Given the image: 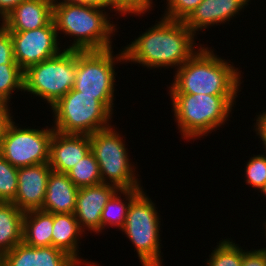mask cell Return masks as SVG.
<instances>
[{
	"label": "cell",
	"instance_id": "obj_27",
	"mask_svg": "<svg viewBox=\"0 0 266 266\" xmlns=\"http://www.w3.org/2000/svg\"><path fill=\"white\" fill-rule=\"evenodd\" d=\"M155 2L153 0H110V11L118 20L124 17L129 18L128 16L132 18L141 16L142 18L157 8Z\"/></svg>",
	"mask_w": 266,
	"mask_h": 266
},
{
	"label": "cell",
	"instance_id": "obj_18",
	"mask_svg": "<svg viewBox=\"0 0 266 266\" xmlns=\"http://www.w3.org/2000/svg\"><path fill=\"white\" fill-rule=\"evenodd\" d=\"M53 20V4L47 0H24L1 23L10 32H21L47 26Z\"/></svg>",
	"mask_w": 266,
	"mask_h": 266
},
{
	"label": "cell",
	"instance_id": "obj_10",
	"mask_svg": "<svg viewBox=\"0 0 266 266\" xmlns=\"http://www.w3.org/2000/svg\"><path fill=\"white\" fill-rule=\"evenodd\" d=\"M16 121L14 119L9 124L0 141V155L17 168L49 163L50 141L54 132L52 125L48 120V125L43 123L44 127L34 124L32 127L23 126Z\"/></svg>",
	"mask_w": 266,
	"mask_h": 266
},
{
	"label": "cell",
	"instance_id": "obj_3",
	"mask_svg": "<svg viewBox=\"0 0 266 266\" xmlns=\"http://www.w3.org/2000/svg\"><path fill=\"white\" fill-rule=\"evenodd\" d=\"M110 13L108 9L85 5L76 0L53 4V21L63 49L88 51L115 47V36L123 28L118 22H113L114 19L118 21V18Z\"/></svg>",
	"mask_w": 266,
	"mask_h": 266
},
{
	"label": "cell",
	"instance_id": "obj_37",
	"mask_svg": "<svg viewBox=\"0 0 266 266\" xmlns=\"http://www.w3.org/2000/svg\"><path fill=\"white\" fill-rule=\"evenodd\" d=\"M260 195H261V197H263V199L264 200H266V184H265V186L260 190Z\"/></svg>",
	"mask_w": 266,
	"mask_h": 266
},
{
	"label": "cell",
	"instance_id": "obj_32",
	"mask_svg": "<svg viewBox=\"0 0 266 266\" xmlns=\"http://www.w3.org/2000/svg\"><path fill=\"white\" fill-rule=\"evenodd\" d=\"M254 115L255 117L251 119L253 124H251L252 128L251 130L255 133V137L259 139V142H261L262 151L266 153V109L262 111H257ZM264 149V150H263Z\"/></svg>",
	"mask_w": 266,
	"mask_h": 266
},
{
	"label": "cell",
	"instance_id": "obj_21",
	"mask_svg": "<svg viewBox=\"0 0 266 266\" xmlns=\"http://www.w3.org/2000/svg\"><path fill=\"white\" fill-rule=\"evenodd\" d=\"M23 218L24 212L12 202H0V254L22 242Z\"/></svg>",
	"mask_w": 266,
	"mask_h": 266
},
{
	"label": "cell",
	"instance_id": "obj_22",
	"mask_svg": "<svg viewBox=\"0 0 266 266\" xmlns=\"http://www.w3.org/2000/svg\"><path fill=\"white\" fill-rule=\"evenodd\" d=\"M53 214L42 210L24 212L22 241L32 247L52 246Z\"/></svg>",
	"mask_w": 266,
	"mask_h": 266
},
{
	"label": "cell",
	"instance_id": "obj_19",
	"mask_svg": "<svg viewBox=\"0 0 266 266\" xmlns=\"http://www.w3.org/2000/svg\"><path fill=\"white\" fill-rule=\"evenodd\" d=\"M78 190L67 174L51 171L41 210L51 214L74 213Z\"/></svg>",
	"mask_w": 266,
	"mask_h": 266
},
{
	"label": "cell",
	"instance_id": "obj_16",
	"mask_svg": "<svg viewBox=\"0 0 266 266\" xmlns=\"http://www.w3.org/2000/svg\"><path fill=\"white\" fill-rule=\"evenodd\" d=\"M4 266H81L63 250L53 246L32 247L23 241L3 255Z\"/></svg>",
	"mask_w": 266,
	"mask_h": 266
},
{
	"label": "cell",
	"instance_id": "obj_6",
	"mask_svg": "<svg viewBox=\"0 0 266 266\" xmlns=\"http://www.w3.org/2000/svg\"><path fill=\"white\" fill-rule=\"evenodd\" d=\"M116 124L113 122L110 127L89 135L91 151L98 162L102 183L118 189L143 187L138 163L132 160L127 147L129 145L125 141L126 134Z\"/></svg>",
	"mask_w": 266,
	"mask_h": 266
},
{
	"label": "cell",
	"instance_id": "obj_39",
	"mask_svg": "<svg viewBox=\"0 0 266 266\" xmlns=\"http://www.w3.org/2000/svg\"><path fill=\"white\" fill-rule=\"evenodd\" d=\"M0 266H4V258L2 254H0Z\"/></svg>",
	"mask_w": 266,
	"mask_h": 266
},
{
	"label": "cell",
	"instance_id": "obj_26",
	"mask_svg": "<svg viewBox=\"0 0 266 266\" xmlns=\"http://www.w3.org/2000/svg\"><path fill=\"white\" fill-rule=\"evenodd\" d=\"M253 155V156H252ZM249 156L248 160L244 163V171L242 179L248 187L253 188L257 195L260 197L259 192L266 184V153H257Z\"/></svg>",
	"mask_w": 266,
	"mask_h": 266
},
{
	"label": "cell",
	"instance_id": "obj_14",
	"mask_svg": "<svg viewBox=\"0 0 266 266\" xmlns=\"http://www.w3.org/2000/svg\"><path fill=\"white\" fill-rule=\"evenodd\" d=\"M51 171L49 163L18 168V188L12 203L23 212L41 210Z\"/></svg>",
	"mask_w": 266,
	"mask_h": 266
},
{
	"label": "cell",
	"instance_id": "obj_30",
	"mask_svg": "<svg viewBox=\"0 0 266 266\" xmlns=\"http://www.w3.org/2000/svg\"><path fill=\"white\" fill-rule=\"evenodd\" d=\"M0 64H17L10 31L0 22Z\"/></svg>",
	"mask_w": 266,
	"mask_h": 266
},
{
	"label": "cell",
	"instance_id": "obj_25",
	"mask_svg": "<svg viewBox=\"0 0 266 266\" xmlns=\"http://www.w3.org/2000/svg\"><path fill=\"white\" fill-rule=\"evenodd\" d=\"M23 92L24 71L18 64H0V101L11 103L16 93L19 97Z\"/></svg>",
	"mask_w": 266,
	"mask_h": 266
},
{
	"label": "cell",
	"instance_id": "obj_11",
	"mask_svg": "<svg viewBox=\"0 0 266 266\" xmlns=\"http://www.w3.org/2000/svg\"><path fill=\"white\" fill-rule=\"evenodd\" d=\"M10 36L15 62L23 71L64 50L53 20L47 26L38 29L10 32Z\"/></svg>",
	"mask_w": 266,
	"mask_h": 266
},
{
	"label": "cell",
	"instance_id": "obj_9",
	"mask_svg": "<svg viewBox=\"0 0 266 266\" xmlns=\"http://www.w3.org/2000/svg\"><path fill=\"white\" fill-rule=\"evenodd\" d=\"M49 109L52 128L63 134H93L110 127L115 116L95 96L73 88Z\"/></svg>",
	"mask_w": 266,
	"mask_h": 266
},
{
	"label": "cell",
	"instance_id": "obj_33",
	"mask_svg": "<svg viewBox=\"0 0 266 266\" xmlns=\"http://www.w3.org/2000/svg\"><path fill=\"white\" fill-rule=\"evenodd\" d=\"M12 103L0 101V141L5 135L9 124L15 119Z\"/></svg>",
	"mask_w": 266,
	"mask_h": 266
},
{
	"label": "cell",
	"instance_id": "obj_15",
	"mask_svg": "<svg viewBox=\"0 0 266 266\" xmlns=\"http://www.w3.org/2000/svg\"><path fill=\"white\" fill-rule=\"evenodd\" d=\"M90 151L89 135L63 134L54 130L50 141V167L52 171L66 174Z\"/></svg>",
	"mask_w": 266,
	"mask_h": 266
},
{
	"label": "cell",
	"instance_id": "obj_12",
	"mask_svg": "<svg viewBox=\"0 0 266 266\" xmlns=\"http://www.w3.org/2000/svg\"><path fill=\"white\" fill-rule=\"evenodd\" d=\"M255 2V0H253ZM252 0H203L183 21L198 37L212 30V27L229 25L231 20L243 16L244 10L251 7ZM252 2V3H251ZM202 30V31H201ZM201 32V33H200Z\"/></svg>",
	"mask_w": 266,
	"mask_h": 266
},
{
	"label": "cell",
	"instance_id": "obj_7",
	"mask_svg": "<svg viewBox=\"0 0 266 266\" xmlns=\"http://www.w3.org/2000/svg\"><path fill=\"white\" fill-rule=\"evenodd\" d=\"M146 192L148 191L144 189L131 202L121 232L131 242V246L135 247L133 249L141 266H165L162 256L164 253L161 252L163 216L157 203Z\"/></svg>",
	"mask_w": 266,
	"mask_h": 266
},
{
	"label": "cell",
	"instance_id": "obj_24",
	"mask_svg": "<svg viewBox=\"0 0 266 266\" xmlns=\"http://www.w3.org/2000/svg\"><path fill=\"white\" fill-rule=\"evenodd\" d=\"M66 174L78 188L102 183L99 165L92 151L79 160Z\"/></svg>",
	"mask_w": 266,
	"mask_h": 266
},
{
	"label": "cell",
	"instance_id": "obj_20",
	"mask_svg": "<svg viewBox=\"0 0 266 266\" xmlns=\"http://www.w3.org/2000/svg\"><path fill=\"white\" fill-rule=\"evenodd\" d=\"M144 188L119 189L111 197L101 214L102 235H106V231L109 232L107 229L110 228H116V230L118 229L117 231H121L124 228L129 206Z\"/></svg>",
	"mask_w": 266,
	"mask_h": 266
},
{
	"label": "cell",
	"instance_id": "obj_5",
	"mask_svg": "<svg viewBox=\"0 0 266 266\" xmlns=\"http://www.w3.org/2000/svg\"><path fill=\"white\" fill-rule=\"evenodd\" d=\"M114 48L119 49L113 47L106 50H77L76 78L73 87L74 90L82 92V95L95 96L113 115L116 109L114 107H117L115 96L119 94V91L116 92V86H119V80L116 79V70L119 69L117 65H125L122 47L118 53L114 52Z\"/></svg>",
	"mask_w": 266,
	"mask_h": 266
},
{
	"label": "cell",
	"instance_id": "obj_35",
	"mask_svg": "<svg viewBox=\"0 0 266 266\" xmlns=\"http://www.w3.org/2000/svg\"><path fill=\"white\" fill-rule=\"evenodd\" d=\"M79 3L85 5H91L102 9H108L110 11V0H76Z\"/></svg>",
	"mask_w": 266,
	"mask_h": 266
},
{
	"label": "cell",
	"instance_id": "obj_8",
	"mask_svg": "<svg viewBox=\"0 0 266 266\" xmlns=\"http://www.w3.org/2000/svg\"><path fill=\"white\" fill-rule=\"evenodd\" d=\"M77 50L64 49L24 71V92L30 99L47 104L49 109L73 87L76 78ZM36 97V98H35Z\"/></svg>",
	"mask_w": 266,
	"mask_h": 266
},
{
	"label": "cell",
	"instance_id": "obj_34",
	"mask_svg": "<svg viewBox=\"0 0 266 266\" xmlns=\"http://www.w3.org/2000/svg\"><path fill=\"white\" fill-rule=\"evenodd\" d=\"M24 0H0V22Z\"/></svg>",
	"mask_w": 266,
	"mask_h": 266
},
{
	"label": "cell",
	"instance_id": "obj_4",
	"mask_svg": "<svg viewBox=\"0 0 266 266\" xmlns=\"http://www.w3.org/2000/svg\"><path fill=\"white\" fill-rule=\"evenodd\" d=\"M172 119L181 139L187 142L204 140L205 136L221 130L233 115L238 95L168 94ZM237 101V102H236ZM232 114V115H231ZM230 118V119H229ZM223 127V128H222Z\"/></svg>",
	"mask_w": 266,
	"mask_h": 266
},
{
	"label": "cell",
	"instance_id": "obj_28",
	"mask_svg": "<svg viewBox=\"0 0 266 266\" xmlns=\"http://www.w3.org/2000/svg\"><path fill=\"white\" fill-rule=\"evenodd\" d=\"M18 188V168L0 155V202H12Z\"/></svg>",
	"mask_w": 266,
	"mask_h": 266
},
{
	"label": "cell",
	"instance_id": "obj_2",
	"mask_svg": "<svg viewBox=\"0 0 266 266\" xmlns=\"http://www.w3.org/2000/svg\"><path fill=\"white\" fill-rule=\"evenodd\" d=\"M204 44L188 61L173 71L167 94L240 95L244 71ZM241 70V71H240ZM242 72V73H241ZM242 89V90H241Z\"/></svg>",
	"mask_w": 266,
	"mask_h": 266
},
{
	"label": "cell",
	"instance_id": "obj_23",
	"mask_svg": "<svg viewBox=\"0 0 266 266\" xmlns=\"http://www.w3.org/2000/svg\"><path fill=\"white\" fill-rule=\"evenodd\" d=\"M205 259V266H242L244 247L232 237L220 238ZM214 249V250H213Z\"/></svg>",
	"mask_w": 266,
	"mask_h": 266
},
{
	"label": "cell",
	"instance_id": "obj_38",
	"mask_svg": "<svg viewBox=\"0 0 266 266\" xmlns=\"http://www.w3.org/2000/svg\"><path fill=\"white\" fill-rule=\"evenodd\" d=\"M48 2H50L51 4H55L58 2H62V1H68V0H47Z\"/></svg>",
	"mask_w": 266,
	"mask_h": 266
},
{
	"label": "cell",
	"instance_id": "obj_1",
	"mask_svg": "<svg viewBox=\"0 0 266 266\" xmlns=\"http://www.w3.org/2000/svg\"><path fill=\"white\" fill-rule=\"evenodd\" d=\"M122 45L125 65H138L154 70L175 71L188 61L204 44L183 21L160 16L145 31ZM141 33V34H140ZM196 42V43H195ZM200 42V43H199ZM171 68V70H170ZM156 70V71H155Z\"/></svg>",
	"mask_w": 266,
	"mask_h": 266
},
{
	"label": "cell",
	"instance_id": "obj_29",
	"mask_svg": "<svg viewBox=\"0 0 266 266\" xmlns=\"http://www.w3.org/2000/svg\"><path fill=\"white\" fill-rule=\"evenodd\" d=\"M163 1L165 5H162L164 11L162 8L161 16L184 21L203 0H161V2Z\"/></svg>",
	"mask_w": 266,
	"mask_h": 266
},
{
	"label": "cell",
	"instance_id": "obj_36",
	"mask_svg": "<svg viewBox=\"0 0 266 266\" xmlns=\"http://www.w3.org/2000/svg\"><path fill=\"white\" fill-rule=\"evenodd\" d=\"M263 218H264V220H263V222H262V219L260 220L261 222L260 223H262V224H260V226L259 227H261L260 228V230H261V232L260 233H262V234H260L262 237L261 238H263L264 236V241H262L263 243L265 242L266 243V216L265 215H263ZM264 228V229H263ZM260 248H262V249H265L266 250V247H264V245L263 246H260Z\"/></svg>",
	"mask_w": 266,
	"mask_h": 266
},
{
	"label": "cell",
	"instance_id": "obj_31",
	"mask_svg": "<svg viewBox=\"0 0 266 266\" xmlns=\"http://www.w3.org/2000/svg\"><path fill=\"white\" fill-rule=\"evenodd\" d=\"M242 266H266V250L259 246L249 249L244 245Z\"/></svg>",
	"mask_w": 266,
	"mask_h": 266
},
{
	"label": "cell",
	"instance_id": "obj_17",
	"mask_svg": "<svg viewBox=\"0 0 266 266\" xmlns=\"http://www.w3.org/2000/svg\"><path fill=\"white\" fill-rule=\"evenodd\" d=\"M86 236L73 213L53 214L52 246L68 253L81 266H101L100 262L81 256L80 246Z\"/></svg>",
	"mask_w": 266,
	"mask_h": 266
},
{
	"label": "cell",
	"instance_id": "obj_13",
	"mask_svg": "<svg viewBox=\"0 0 266 266\" xmlns=\"http://www.w3.org/2000/svg\"><path fill=\"white\" fill-rule=\"evenodd\" d=\"M118 190L117 187L104 183L79 188L73 214L86 234L101 235L102 211Z\"/></svg>",
	"mask_w": 266,
	"mask_h": 266
}]
</instances>
